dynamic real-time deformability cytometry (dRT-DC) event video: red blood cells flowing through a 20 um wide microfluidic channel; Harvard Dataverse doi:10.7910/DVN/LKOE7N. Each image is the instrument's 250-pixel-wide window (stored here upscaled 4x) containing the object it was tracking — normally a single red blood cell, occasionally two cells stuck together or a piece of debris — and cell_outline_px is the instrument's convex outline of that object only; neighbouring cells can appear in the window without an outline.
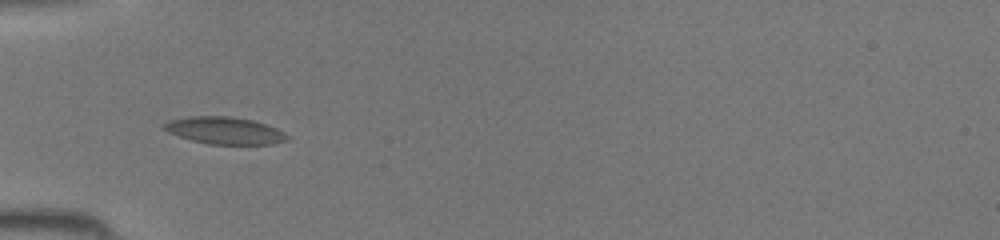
{"species": "common noctule bat (a hibernating species)", "species_latin": "Nyctalus noctula", "temperature_condition": "room temperature", "stored_images_in_passage": 21, "camera_frame_rate_fps": 3000, "um_per_image_px": 0.085, "animal": {"sex": "female", "body_mass_g": 19.5, "forearm_length_mm": 54.1}, "frame": {"image": 1, "passage_image": 3, "time_ms": 0.667, "image_size_px": [1000, 240], "cell_outline_px": [[288, 140], [272, 144], [208, 144], [192, 140], [168, 132], [160, 124], [168, 120], [192, 116], [228, 116], [252, 120], [276, 128], [284, 132], [288, 136]], "centroid_in_image_um": [19.07, 11.09], "position_along_channel_um": 65.9, "area_um2": 19.36}}
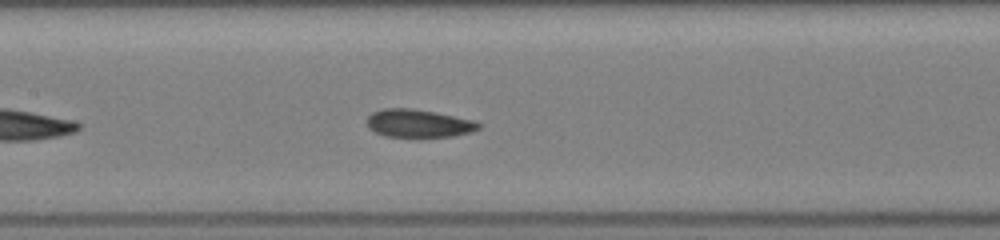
{"frame": {"image": 2, "passage_image": 10, "time_ms": 3.0, "image_size_px": [1000, 240], "cell_outline_px": [[480, 128], [472, 132], [452, 136], [420, 140], [416, 140], [384, 136], [368, 128], [368, 116], [372, 112], [380, 108], [412, 108], [472, 120], [480, 124]], "centroid_in_image_um": [35.53, 10.54], "position_along_channel_um": 171.9, "area_um2": 18.9}}
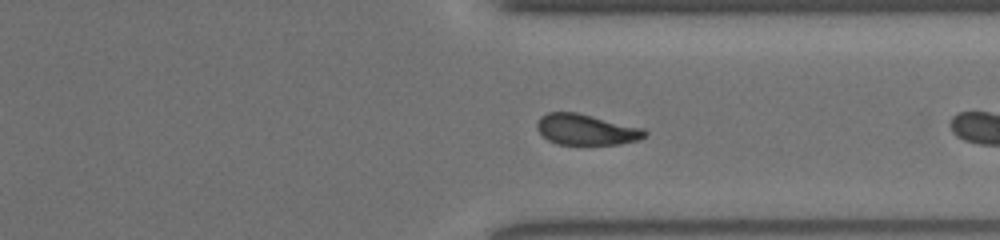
{"frame": {"image": 3, "passage_image": 20, "time_ms": 6.333, "image_size_px": [1000, 240], "cell_outline_px": [[648, 132], [640, 140], [620, 144], [556, 144], [548, 140], [536, 128], [536, 124], [540, 116], [548, 112], [576, 112], [644, 128]], "centroid_in_image_um": [49.83, 11.01], "position_along_channel_um": 361.6, "area_um2": 19.36}}